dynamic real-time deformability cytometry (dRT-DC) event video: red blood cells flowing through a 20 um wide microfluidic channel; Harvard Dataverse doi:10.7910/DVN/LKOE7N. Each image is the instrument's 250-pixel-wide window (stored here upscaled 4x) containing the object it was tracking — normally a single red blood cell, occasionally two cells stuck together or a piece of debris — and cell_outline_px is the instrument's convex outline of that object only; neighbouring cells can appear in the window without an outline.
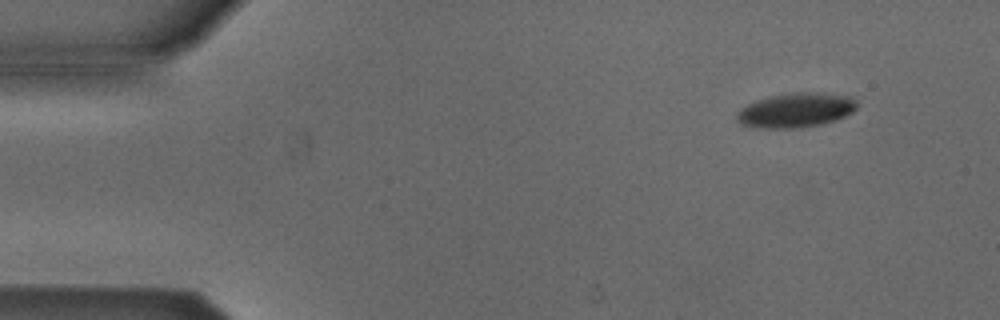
{"species": "Egyptian fruit bat (a non-hibernating species)", "species_latin": "Rousettus aegyptiacus", "temperature_condition": "cold", "stored_images_in_passage": 3, "camera_frame_rate_fps": 3000, "um_per_image_px": 0.085, "animal": {"sex": "male"}, "frame": {"image": 1, "passage_image": 1, "time_ms": 0.0, "image_size_px": [1000, 320], "cell_outline_px": [[856, 108], [852, 112], [836, 120], [820, 124], [800, 128], [760, 128], [740, 124], [736, 120], [736, 112], [740, 108], [756, 100], [772, 96], [792, 92], [824, 92], [852, 96], [856, 100]], "centroid_in_image_um": [67.64, 9.36], "position_along_channel_um": 17.4, "area_um2": 24.39}}
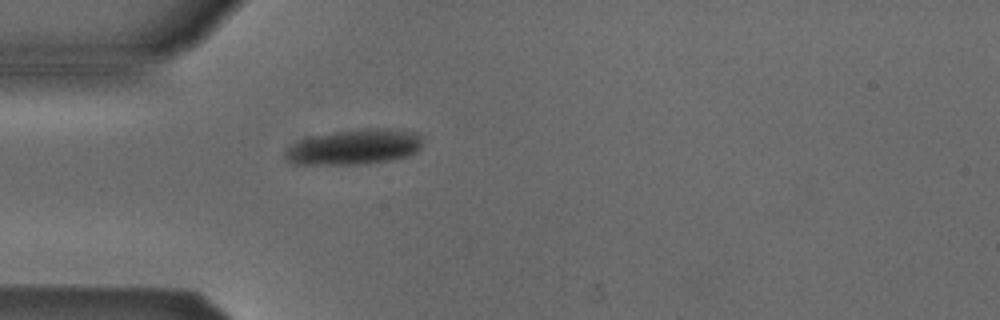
{"frame": {"image": 2, "passage_image": 3, "time_ms": 0.667, "image_size_px": [1000, 320], "cell_outline_px": [[424, 136], [420, 148], [416, 152], [404, 156], [388, 160], [364, 164], [296, 164], [288, 160], [288, 152], [300, 140], [312, 136], [360, 128], [396, 128], [412, 132]], "centroid_in_image_um": [30.24, 12.47], "position_along_channel_um": 54.8, "area_um2": 27.74}}